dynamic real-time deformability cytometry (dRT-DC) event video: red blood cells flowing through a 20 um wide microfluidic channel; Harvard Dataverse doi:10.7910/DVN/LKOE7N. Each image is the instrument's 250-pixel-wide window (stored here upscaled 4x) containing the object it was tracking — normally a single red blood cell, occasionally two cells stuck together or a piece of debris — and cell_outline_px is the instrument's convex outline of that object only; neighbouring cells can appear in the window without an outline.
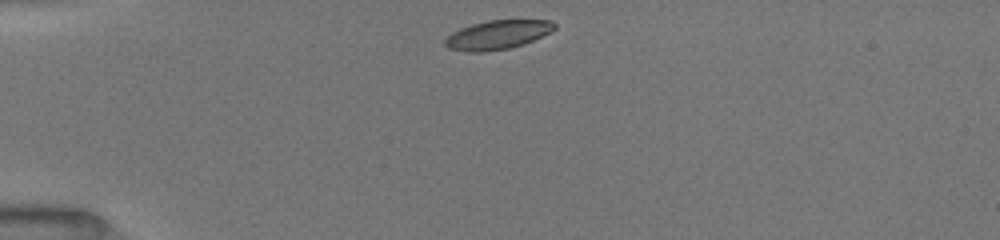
{"species": "common noctule bat (a hibernating species)", "species_latin": "Nyctalus noctula", "temperature_condition": "room temperature", "stored_images_in_passage": 39, "camera_frame_rate_fps": 3000, "um_per_image_px": 0.085, "animal": {"sex": "female", "body_mass_g": 19.5, "forearm_length_mm": 54.1}, "frame": {"image": 1, "passage_image": 1, "time_ms": 0.0, "image_size_px": [1000, 240], "cell_outline_px": [[556, 28], [524, 44], [508, 48], [480, 52], [468, 52], [448, 48], [444, 44], [444, 40], [452, 32], [460, 28], [472, 24], [488, 20], [552, 20], [556, 24]], "centroid_in_image_um": [42.26, 2.95], "position_along_channel_um": 42.7, "area_um2": 18.32}}
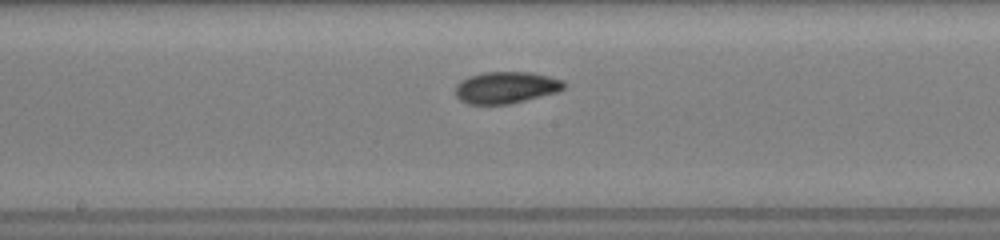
{"frame": {"image": 2, "passage_image": 16, "time_ms": 5.0, "image_size_px": [1000, 240], "cell_outline_px": [[568, 84], [564, 88], [556, 92], [508, 104], [468, 104], [460, 100], [456, 96], [456, 84], [460, 80], [468, 76], [484, 72], [528, 72], [548, 76], [564, 80]], "centroid_in_image_um": [42.99, 7.43], "position_along_channel_um": 205.2, "area_um2": 20.06}}
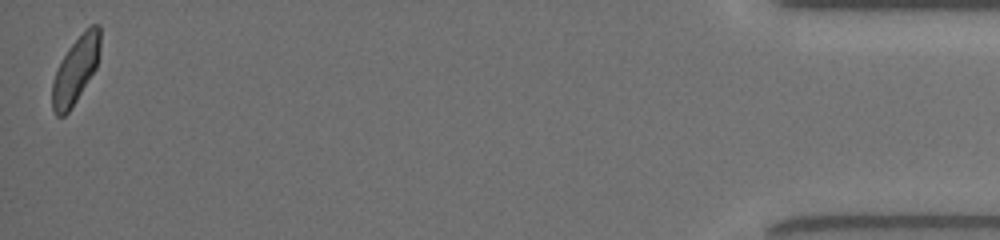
{"frame": {"image": 3, "passage_image": 39, "time_ms": 12.667, "image_size_px": [1000, 240], "cell_outline_px": [[100, 48], [96, 68], [76, 100], [68, 112], [64, 116], [56, 116], [52, 108], [52, 80], [68, 48], [92, 24], [100, 24]], "centroid_in_image_um": [6.43, 5.96], "position_along_channel_um": 428.8, "area_um2": 18.15}, "authors_computed_cell_mechanics": {"area_um2": 19.3052, "velocity_mm_per_s": 3.993, "shape_relaxation_time_tau1_ms": 3.3011, "shape_relaxation_time_tau2_ms": 2.1225, "deformation_change_tau1": 0.1109, "deformation_change_tau2": 0.07}}